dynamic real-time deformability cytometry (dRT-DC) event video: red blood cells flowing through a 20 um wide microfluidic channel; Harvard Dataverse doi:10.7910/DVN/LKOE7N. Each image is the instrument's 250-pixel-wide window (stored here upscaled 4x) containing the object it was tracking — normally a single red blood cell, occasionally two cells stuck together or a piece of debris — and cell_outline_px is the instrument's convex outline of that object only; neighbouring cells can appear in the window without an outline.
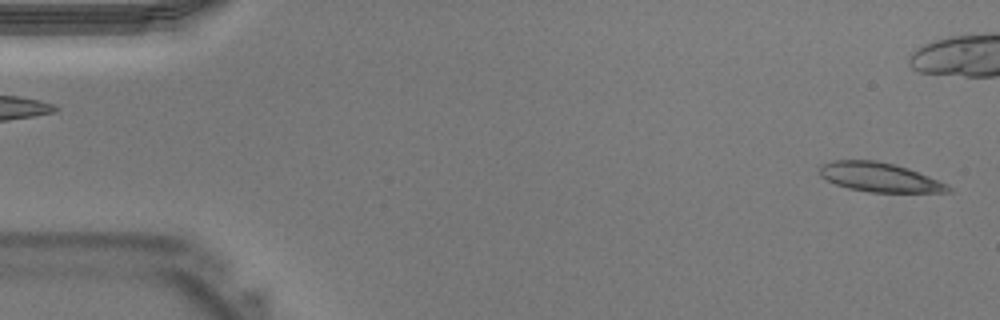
{"species": "Egyptian fruit bat (a non-hibernating species)", "species_latin": "Rousettus aegyptiacus", "temperature_condition": "warm", "stored_images_in_passage": 41, "camera_frame_rate_fps": 3000, "um_per_image_px": 0.085, "animal": {"sex": "male"}, "frame": {"image": 1, "passage_image": 1, "time_ms": 0.0, "image_size_px": [1000, 320], "cell_outline_px": [[952, 192], [868, 192], [848, 188], [836, 184], [820, 176], [820, 164], [832, 160], [876, 160], [896, 164], [908, 168], [948, 184], [952, 188]], "centroid_in_image_um": [74.76, 15.06], "position_along_channel_um": 10.2, "area_um2": 21.96}}
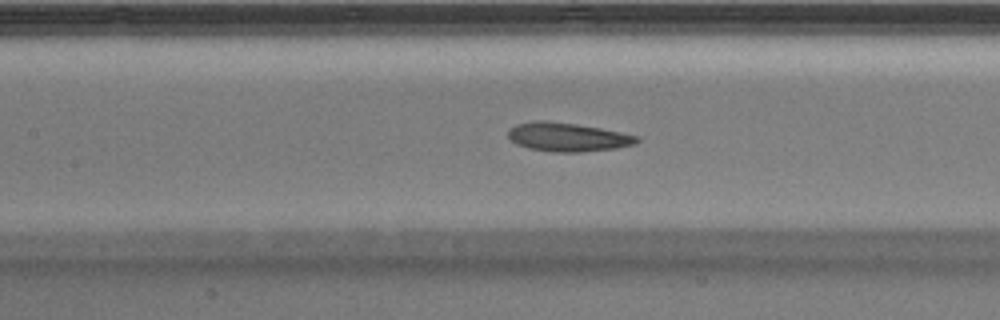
{"frame": {"image": 2, "passage_image": 18, "time_ms": 5.667, "image_size_px": [1000, 320], "cell_outline_px": [[640, 140], [636, 144], [616, 148], [580, 152], [552, 152], [528, 148], [516, 144], [508, 136], [508, 128], [516, 124], [536, 120], [544, 120], [576, 124], [600, 128], [640, 136]], "centroid_in_image_um": [48.24, 11.65], "position_along_channel_um": 159.2, "area_um2": 21.68}}